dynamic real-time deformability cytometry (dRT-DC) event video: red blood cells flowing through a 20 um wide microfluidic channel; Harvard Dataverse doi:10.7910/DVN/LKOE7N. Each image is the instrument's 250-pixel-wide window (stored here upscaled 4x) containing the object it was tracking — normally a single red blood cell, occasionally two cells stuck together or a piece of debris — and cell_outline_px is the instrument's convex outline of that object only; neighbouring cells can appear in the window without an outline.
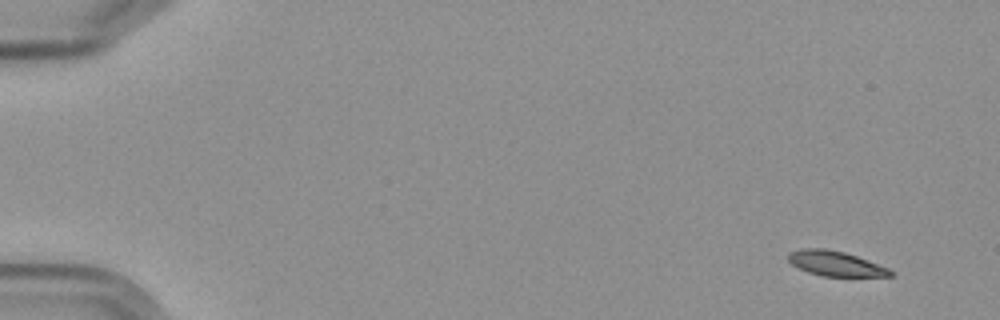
{"species": "Egyptian fruit bat (a non-hibernating species)", "species_latin": "Rousettus aegyptiacus", "temperature_condition": "cold", "stored_images_in_passage": 5, "camera_frame_rate_fps": 3000, "um_per_image_px": 0.085, "frame": {"image": 1, "passage_image": 1, "time_ms": 0.0, "image_size_px": [1000, 320], "cell_outline_px": [[892, 276], [820, 276], [808, 272], [792, 264], [788, 260], [788, 252], [804, 248], [824, 248], [844, 252], [856, 256], [888, 268], [892, 272]], "centroid_in_image_um": [70.97, 22.39], "position_along_channel_um": 14.0, "area_um2": 14.62}}
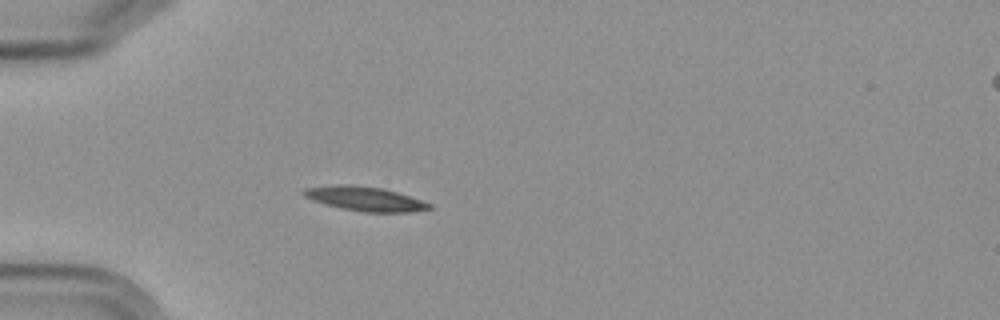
{"frame": {"image": 2, "passage_image": 5, "time_ms": 4.667, "image_size_px": [1000, 320], "cell_outline_px": [[432, 208], [412, 212], [364, 212], [340, 208], [312, 200], [304, 196], [300, 192], [304, 188], [336, 184], [352, 184], [384, 188], [432, 204]], "centroid_in_image_um": [30.98, 16.88], "position_along_channel_um": 54.0, "area_um2": 17.86}}